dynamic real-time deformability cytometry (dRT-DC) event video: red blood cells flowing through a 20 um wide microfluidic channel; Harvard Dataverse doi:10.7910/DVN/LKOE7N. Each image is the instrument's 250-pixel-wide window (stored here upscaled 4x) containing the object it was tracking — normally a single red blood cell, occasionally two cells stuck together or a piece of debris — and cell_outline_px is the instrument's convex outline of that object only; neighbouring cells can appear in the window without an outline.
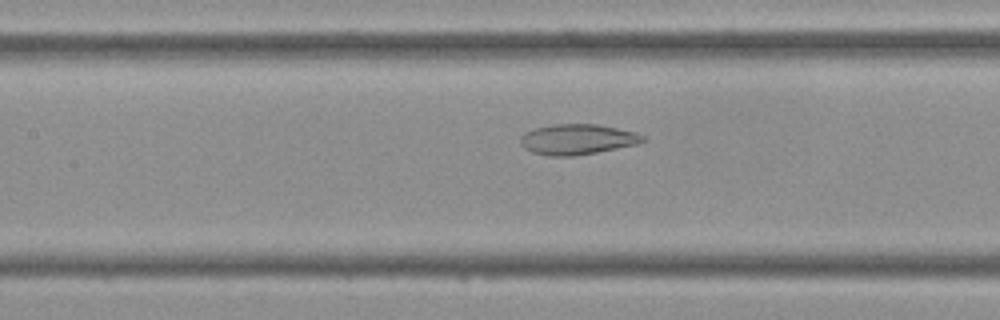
{"species": "Egyptian fruit bat (a non-hibernating species)", "species_latin": "Rousettus aegyptiacus", "temperature_condition": "cold", "stored_images_in_passage": 44, "camera_frame_rate_fps": 3000, "um_per_image_px": 0.085, "frame": {"image": 1, "passage_image": 20, "time_ms": 6.333, "image_size_px": [1000, 320], "cell_outline_px": [[648, 140], [636, 144], [596, 152], [572, 156], [548, 156], [532, 152], [524, 148], [520, 144], [520, 136], [524, 132], [536, 128], [552, 124], [596, 124], [636, 132], [644, 136]], "centroid_in_image_um": [49.05, 11.84], "position_along_channel_um": 158.4, "area_um2": 21.68}}
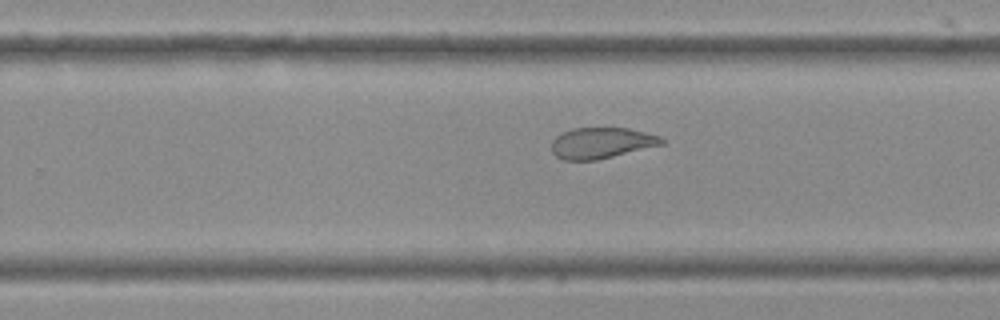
{"frame": {"image": 2, "passage_image": 28, "time_ms": 9.0, "image_size_px": [1000, 320], "cell_outline_px": [[664, 144], [596, 160], [564, 160], [556, 156], [552, 152], [552, 140], [560, 132], [572, 128], [628, 128], [660, 136], [664, 140]], "centroid_in_image_um": [51.09, 12.14], "position_along_channel_um": 278.7, "area_um2": 19.83}}
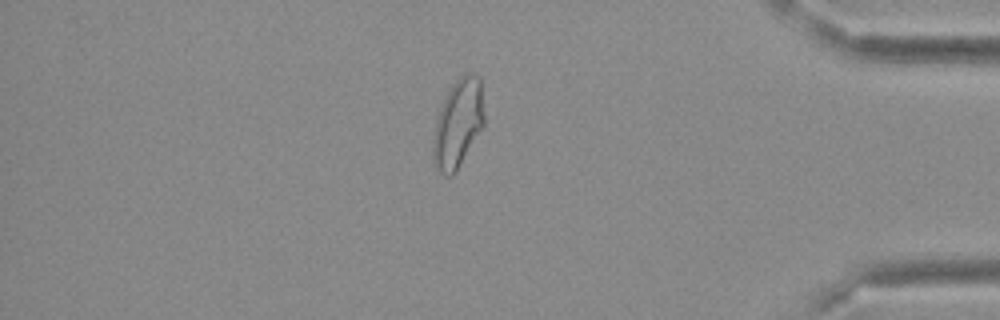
{"frame": {"image": 3, "passage_image": 38, "time_ms": 12.333, "image_size_px": [1000, 320], "cell_outline_px": [[484, 124], [456, 172], [452, 176], [448, 176], [440, 172], [432, 164], [432, 140], [436, 120], [440, 108], [452, 84], [460, 76], [468, 72], [472, 72], [480, 76], [484, 116]], "centroid_in_image_um": [38.91, 10.51], "position_along_channel_um": 396.3, "area_um2": 26.41}}